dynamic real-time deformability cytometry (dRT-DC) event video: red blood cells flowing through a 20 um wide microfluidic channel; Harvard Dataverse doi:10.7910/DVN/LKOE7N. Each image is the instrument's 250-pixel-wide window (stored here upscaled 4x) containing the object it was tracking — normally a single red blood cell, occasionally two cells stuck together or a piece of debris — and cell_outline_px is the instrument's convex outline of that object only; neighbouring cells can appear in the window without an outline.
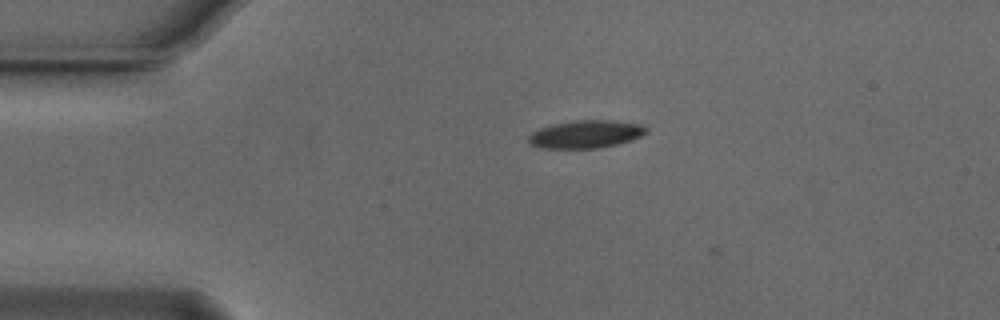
{"species": "Egyptian fruit bat (a non-hibernating species)", "species_latin": "Rousettus aegyptiacus", "temperature_condition": "cold", "stored_images_in_passage": 4, "camera_frame_rate_fps": 3000, "um_per_image_px": 0.085, "animal": {"sex": "male"}, "frame": {"image": 1, "passage_image": 2, "time_ms": 0.333, "image_size_px": [1000, 320], "cell_outline_px": [[648, 132], [640, 136], [616, 144], [596, 148], [540, 148], [528, 144], [528, 136], [532, 132], [540, 128], [552, 124], [572, 120], [612, 120], [640, 124], [648, 128]], "centroid_in_image_um": [49.75, 11.4], "position_along_channel_um": 35.3, "area_um2": 19.07}}